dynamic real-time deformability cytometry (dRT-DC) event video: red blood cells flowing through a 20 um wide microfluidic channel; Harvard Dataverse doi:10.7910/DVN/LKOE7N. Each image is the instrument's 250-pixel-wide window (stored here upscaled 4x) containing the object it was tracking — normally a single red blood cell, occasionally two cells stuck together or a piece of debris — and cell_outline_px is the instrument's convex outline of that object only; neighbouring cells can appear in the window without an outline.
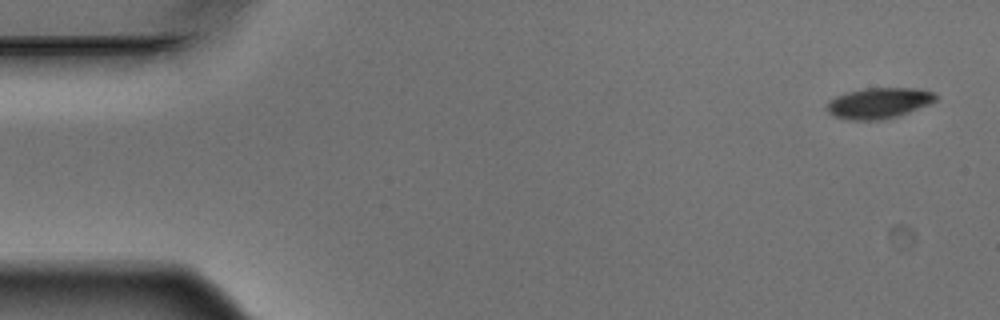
{"species": "Egyptian fruit bat (a non-hibernating species)", "species_latin": "Rousettus aegyptiacus", "temperature_condition": "warm", "stored_images_in_passage": 6, "camera_frame_rate_fps": 3000, "um_per_image_px": 0.085, "animal": {"sex": "male"}, "frame": {"image": 1, "passage_image": 1, "time_ms": 0.0, "image_size_px": [1000, 320], "cell_outline_px": [[936, 100], [928, 104], [900, 116], [880, 120], [848, 120], [832, 116], [828, 112], [828, 104], [836, 96], [848, 92], [864, 88], [920, 88], [936, 92]], "centroid_in_image_um": [74.73, 8.76], "position_along_channel_um": 10.3, "area_um2": 19.54}}
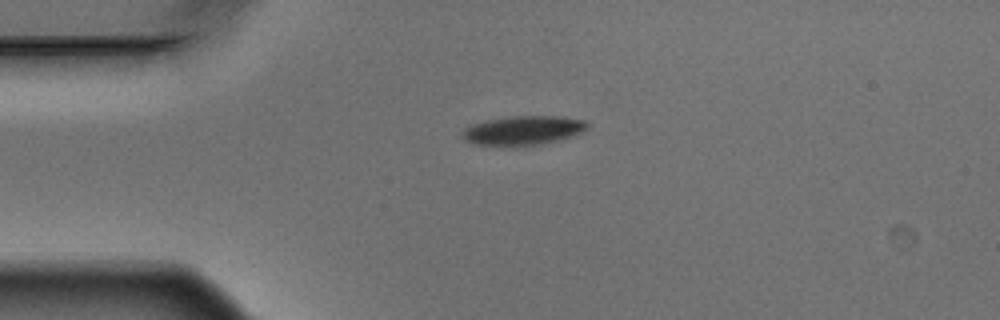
{"frame": {"image": 2, "passage_image": 4, "time_ms": 1.0, "image_size_px": [1000, 320], "cell_outline_px": [[588, 128], [572, 136], [556, 140], [536, 144], [476, 144], [464, 140], [460, 136], [464, 128], [472, 124], [488, 120], [512, 116], [564, 116], [584, 120], [588, 124]], "centroid_in_image_um": [44.47, 11.05], "position_along_channel_um": 40.5, "area_um2": 20.63}}
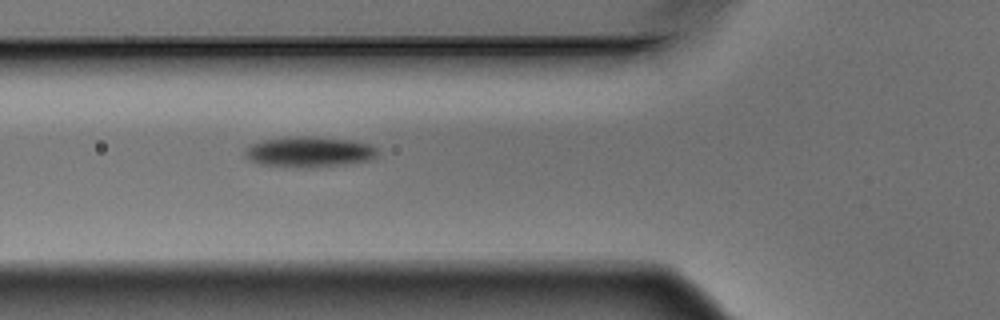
{"frame": {"image": 3, "passage_image": 6, "time_ms": 1.667, "image_size_px": [1000, 320], "cell_outline_px": [[376, 156], [372, 160], [308, 168], [296, 168], [260, 164], [248, 160], [244, 156], [244, 152], [252, 144], [264, 140], [288, 136], [316, 136], [352, 140], [368, 144], [376, 148]], "centroid_in_image_um": [26.25, 12.91], "position_along_channel_um": 99.6, "area_um2": 23.7}}